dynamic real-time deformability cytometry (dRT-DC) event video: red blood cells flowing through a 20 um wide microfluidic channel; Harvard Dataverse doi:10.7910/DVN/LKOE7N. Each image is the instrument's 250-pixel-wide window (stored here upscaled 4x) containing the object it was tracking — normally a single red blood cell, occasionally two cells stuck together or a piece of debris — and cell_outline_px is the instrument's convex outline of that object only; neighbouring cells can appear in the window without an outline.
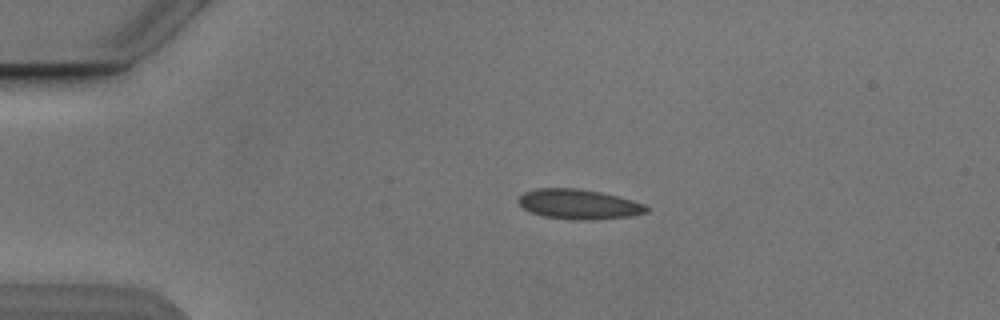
{"species": "Egyptian fruit bat (a non-hibernating species)", "species_latin": "Rousettus aegyptiacus", "temperature_condition": "cold", "stored_images_in_passage": 5, "camera_frame_rate_fps": 3000, "um_per_image_px": 0.085, "animal": {"sex": "male"}, "frame": {"image": 1, "passage_image": 3, "time_ms": 2.333, "image_size_px": [1000, 320], "cell_outline_px": [[648, 212], [632, 216], [592, 220], [572, 220], [544, 216], [532, 212], [524, 208], [516, 200], [524, 192], [536, 188], [576, 188], [600, 192], [632, 200], [644, 204], [648, 208]], "centroid_in_image_um": [49.19, 17.36], "position_along_channel_um": 35.8, "area_um2": 22.25}}